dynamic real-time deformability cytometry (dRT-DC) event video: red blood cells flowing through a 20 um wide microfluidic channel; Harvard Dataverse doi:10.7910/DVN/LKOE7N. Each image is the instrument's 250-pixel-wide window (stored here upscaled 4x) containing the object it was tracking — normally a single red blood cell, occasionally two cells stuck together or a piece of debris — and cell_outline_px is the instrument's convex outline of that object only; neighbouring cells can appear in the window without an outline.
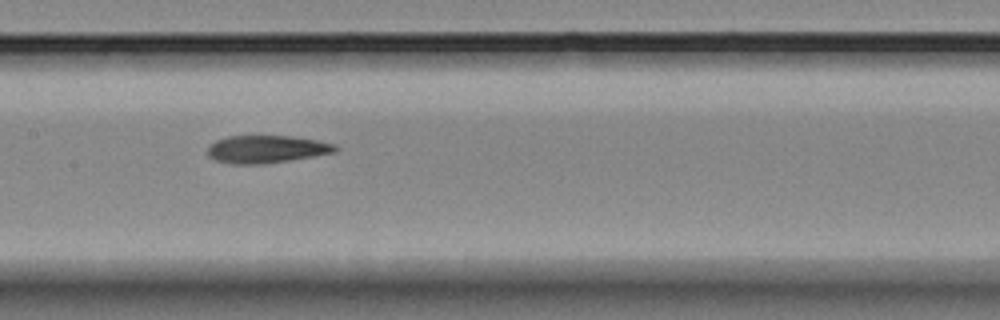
{"species": "Egyptian fruit bat (a non-hibernating species)", "species_latin": "Rousettus aegyptiacus", "temperature_condition": "room temperature", "stored_images_in_passage": 6, "camera_frame_rate_fps": 3000, "um_per_image_px": 0.085, "animal": {"sex": "female"}, "frame": {"image": 1, "passage_image": 4, "time_ms": 4.667, "image_size_px": [1000, 320], "cell_outline_px": [[340, 148], [336, 152], [288, 160], [260, 164], [232, 164], [216, 160], [208, 156], [208, 148], [216, 140], [228, 136], [292, 136], [316, 140], [336, 144]], "centroid_in_image_um": [22.67, 12.67], "position_along_channel_um": 184.7, "area_um2": 20.4}}
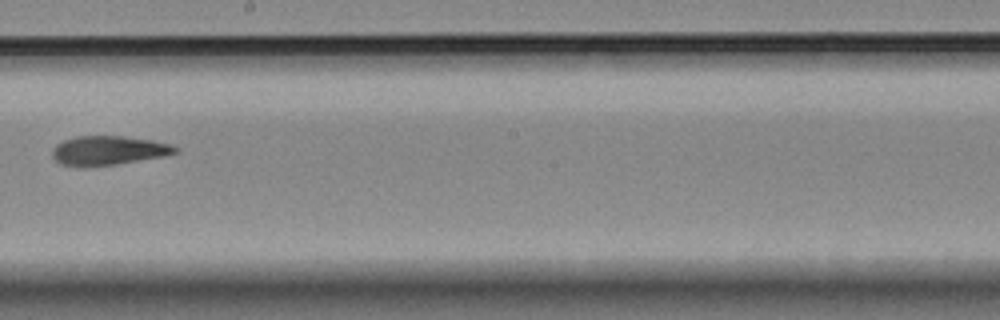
{"frame": {"image": 2, "passage_image": 5, "time_ms": 6.0, "image_size_px": [1000, 320], "cell_outline_px": [[180, 152], [164, 156], [116, 164], [88, 168], [76, 168], [60, 164], [52, 156], [52, 148], [56, 144], [64, 140], [76, 136], [120, 136], [152, 140], [172, 144], [180, 148]], "centroid_in_image_um": [9.2, 12.81], "position_along_channel_um": 239.0, "area_um2": 21.39}}
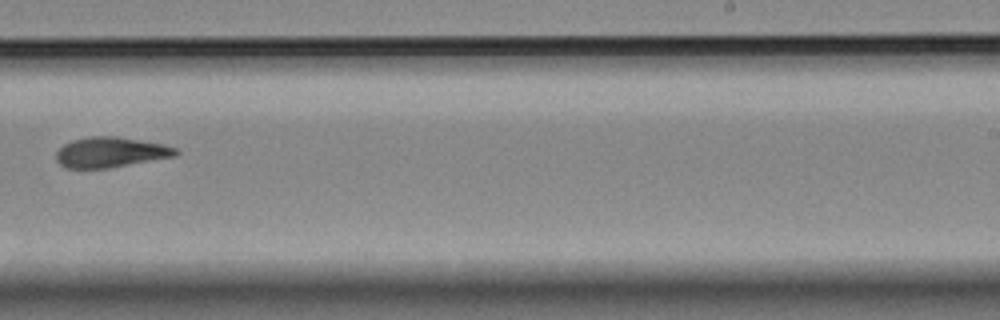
{"frame": {"image": 3, "passage_image": 6, "time_ms": 7.0, "image_size_px": [1000, 320], "cell_outline_px": [[180, 152], [176, 156], [108, 168], [64, 168], [56, 160], [56, 152], [64, 144], [72, 140], [88, 136], [116, 136], [164, 144], [176, 148]], "centroid_in_image_um": [9.39, 12.94], "position_along_channel_um": 279.6, "area_um2": 21.15}}